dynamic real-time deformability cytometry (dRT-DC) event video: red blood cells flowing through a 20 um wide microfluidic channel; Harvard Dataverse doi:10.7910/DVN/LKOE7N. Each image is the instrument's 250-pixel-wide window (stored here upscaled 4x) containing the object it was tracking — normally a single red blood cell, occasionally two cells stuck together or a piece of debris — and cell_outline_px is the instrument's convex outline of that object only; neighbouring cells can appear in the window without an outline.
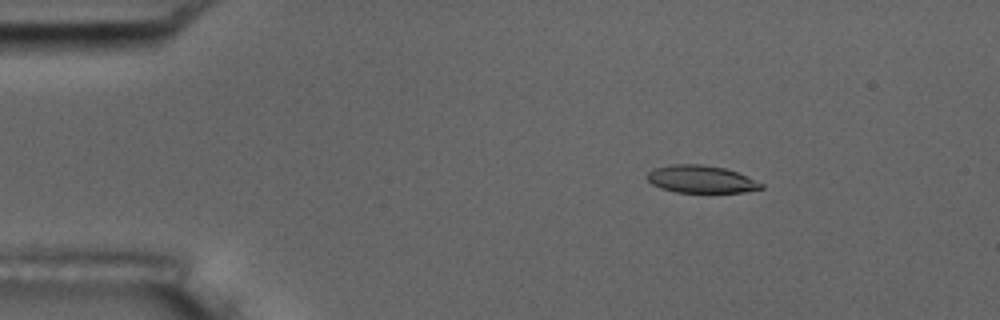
{"species": "common noctule bat (a hibernating species)", "species_latin": "Nyctalus noctula", "temperature_condition": "room temperature", "stored_images_in_passage": 4, "camera_frame_rate_fps": 3000, "um_per_image_px": 0.085, "animal": {"sex": "male", "body_mass_g": 17.5, "forearm_length_mm": 52.3}, "frame": {"image": 1, "passage_image": 2, "time_ms": 2.0, "image_size_px": [1000, 320], "cell_outline_px": [[764, 188], [744, 192], [676, 192], [660, 188], [652, 184], [644, 176], [652, 168], [672, 164], [700, 164], [724, 168], [736, 172], [764, 184]], "centroid_in_image_um": [59.54, 15.23], "position_along_channel_um": 25.5, "area_um2": 18.26}}